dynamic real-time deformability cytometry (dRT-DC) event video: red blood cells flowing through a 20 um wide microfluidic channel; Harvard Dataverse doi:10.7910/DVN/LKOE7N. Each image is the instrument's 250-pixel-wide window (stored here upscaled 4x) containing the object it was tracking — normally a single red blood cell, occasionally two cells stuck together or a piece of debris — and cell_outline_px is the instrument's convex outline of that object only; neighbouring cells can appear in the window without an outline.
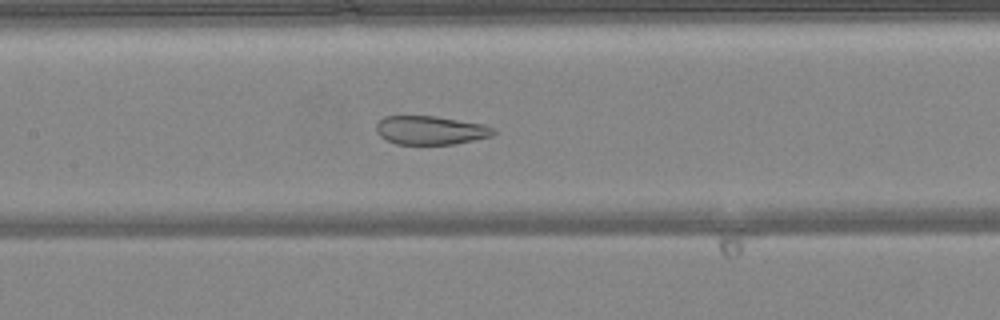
{"species": "common noctule bat (a hibernating species)", "species_latin": "Nyctalus noctula", "temperature_condition": "warm", "stored_images_in_passage": 49, "camera_frame_rate_fps": 3000, "um_per_image_px": 0.085, "animal": {"sex": "female", "body_mass_g": 24.6, "forearm_length_mm": 56.2}, "frame": {"image": 1, "passage_image": 23, "time_ms": 7.333, "image_size_px": [1000, 320], "cell_outline_px": [[496, 132], [492, 136], [456, 144], [396, 144], [380, 136], [376, 132], [376, 124], [384, 116], [436, 116], [484, 124], [496, 128]], "centroid_in_image_um": [36.63, 11.07], "position_along_channel_um": 170.8, "area_um2": 19.71}}
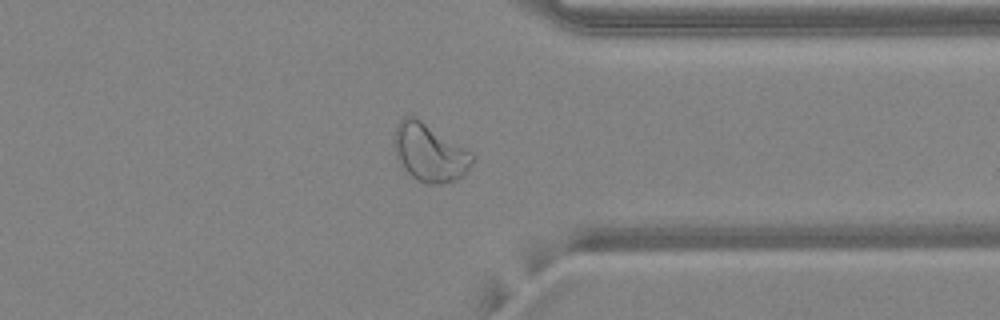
{"frame": {"image": 2, "passage_image": 38, "time_ms": 12.333, "image_size_px": [1000, 320], "cell_outline_px": [[476, 156], [468, 168], [456, 180], [440, 184], [424, 184], [416, 180], [400, 164], [396, 156], [392, 144], [396, 124], [404, 116], [416, 116], [472, 152]], "centroid_in_image_um": [36.48, 12.95], "position_along_channel_um": 374.9, "area_um2": 26.59}}
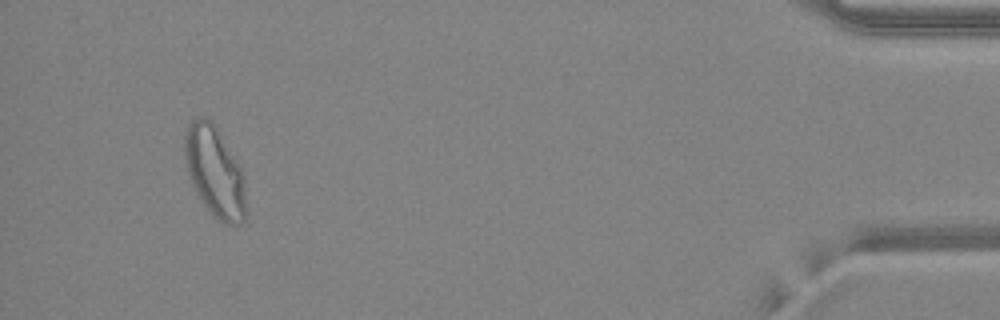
{"frame": {"image": 3, "passage_image": 46, "time_ms": 15.0, "image_size_px": [1000, 320], "cell_outline_px": [[248, 212], [244, 220], [240, 224], [224, 224], [204, 204], [196, 192], [192, 184], [184, 160], [184, 140], [188, 124], [196, 116], [208, 116], [212, 120], [240, 168], [244, 176]], "centroid_in_image_um": [18.26, 14.59], "position_along_channel_um": 416.9, "area_um2": 32.37}, "authors_computed_cell_mechanics": {"area_um2": 28.4376, "velocity_mm_per_s": 4.1787, "shape_relaxation_time_tau1_ms": null, "shape_relaxation_time_tau2_ms": 0.92, "deformation_change_tau1": null, "deformation_change_tau2": 0.0762}}